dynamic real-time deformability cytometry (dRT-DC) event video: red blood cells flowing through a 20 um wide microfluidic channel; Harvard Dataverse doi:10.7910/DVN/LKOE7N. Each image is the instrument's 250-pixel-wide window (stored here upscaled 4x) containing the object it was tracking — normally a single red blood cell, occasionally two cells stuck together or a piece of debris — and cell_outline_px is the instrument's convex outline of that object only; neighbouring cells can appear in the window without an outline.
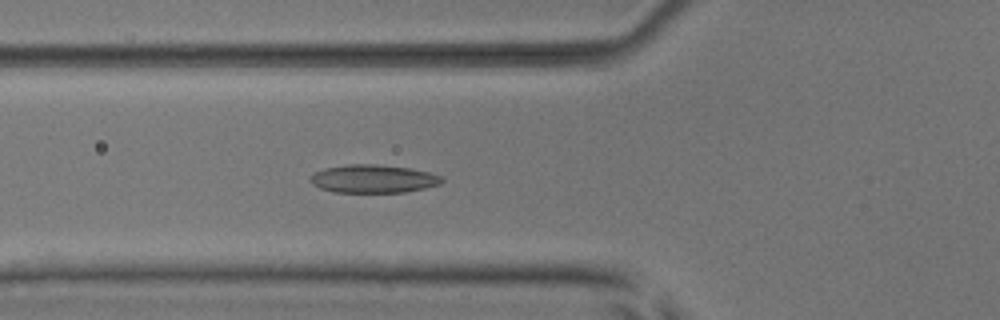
{"species": "common noctule bat (a hibernating species)", "species_latin": "Nyctalus noctula", "temperature_condition": "room temperature", "stored_images_in_passage": 53, "camera_frame_rate_fps": 3000, "um_per_image_px": 0.085, "animal": {"sex": "male", "body_mass_g": 17.9, "forearm_length_mm": 54.2}, "frame": {"image": 1, "passage_image": 20, "time_ms": 6.333, "image_size_px": [1000, 320], "cell_outline_px": [[444, 180], [440, 184], [424, 188], [404, 192], [332, 192], [320, 188], [312, 184], [308, 180], [308, 176], [324, 168], [348, 164], [372, 164], [412, 168], [444, 176]], "centroid_in_image_um": [31.71, 15.19], "position_along_channel_um": 94.1, "area_um2": 21.73}}
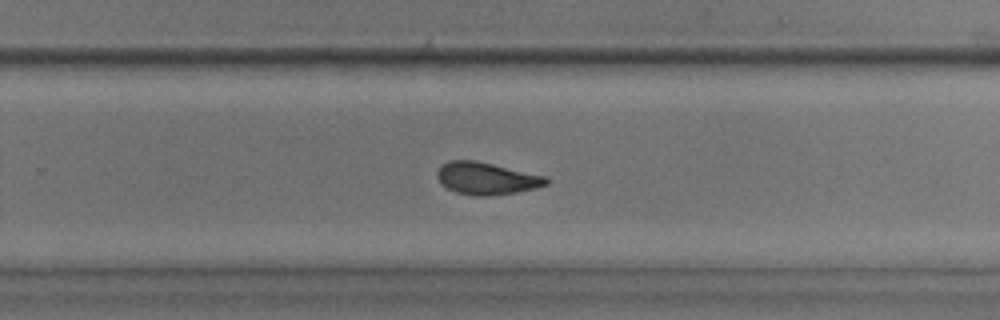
{"frame": {"image": 2, "passage_image": 35, "time_ms": 11.333, "image_size_px": [1000, 320], "cell_outline_px": [[548, 184], [536, 188], [516, 192], [488, 196], [476, 196], [456, 192], [440, 184], [436, 176], [436, 172], [444, 164], [452, 160], [476, 160], [548, 176]], "centroid_in_image_um": [41.37, 15.16], "position_along_channel_um": 288.4, "area_um2": 20.58}}
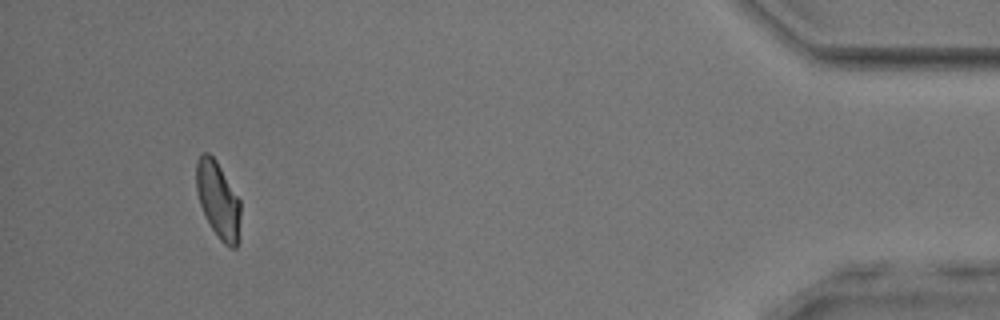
{"frame": {"image": 3, "passage_image": 50, "time_ms": 16.333, "image_size_px": [1000, 320], "cell_outline_px": [[240, 240], [236, 248], [228, 248], [220, 240], [212, 228], [200, 204], [196, 188], [196, 160], [204, 152], [208, 152], [216, 160], [240, 200]], "centroid_in_image_um": [18.56, 17.03], "position_along_channel_um": 416.6, "area_um2": 19.77}, "authors_computed_cell_mechanics": {"area_um2": 20.808, "velocity_mm_per_s": 3.8979, "shape_relaxation_time_tau1_ms": 7.0908, "shape_relaxation_time_tau2_ms": 2.6921, "deformation_change_tau1": 0.1774, "deformation_change_tau2": 0.0838}}